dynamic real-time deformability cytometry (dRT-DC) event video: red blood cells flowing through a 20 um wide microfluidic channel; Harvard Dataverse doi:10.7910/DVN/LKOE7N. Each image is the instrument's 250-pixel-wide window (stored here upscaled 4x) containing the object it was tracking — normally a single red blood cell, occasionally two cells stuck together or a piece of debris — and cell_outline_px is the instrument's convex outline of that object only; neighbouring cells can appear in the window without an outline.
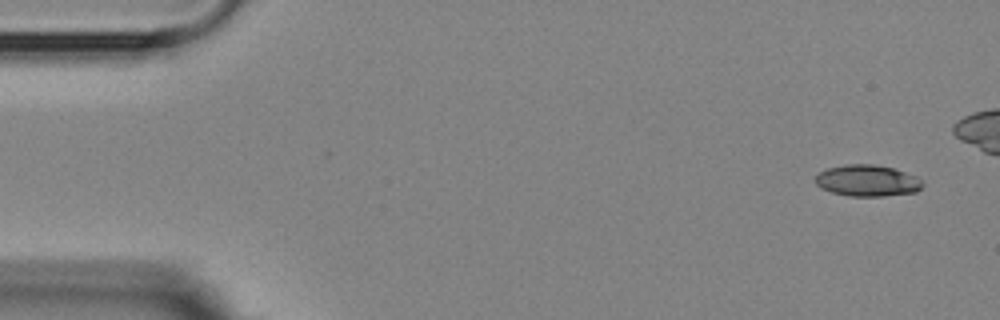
{"species": "Egyptian fruit bat (a non-hibernating species)", "species_latin": "Rousettus aegyptiacus", "temperature_condition": "room temperature", "stored_images_in_passage": 8, "segment_of_instrument_passage": [1, 2], "camera_frame_rate_fps": 3000, "um_per_image_px": 0.085, "animal": {"sex": "female"}, "frame": {"image": 1, "passage_image": 1, "time_ms": 0.0, "image_size_px": [1000, 320], "cell_outline_px": [[924, 184], [916, 192], [884, 196], [848, 196], [832, 192], [820, 188], [816, 184], [816, 176], [820, 172], [828, 168], [848, 164], [872, 164], [892, 168], [916, 176]], "centroid_in_image_um": [73.72, 15.36], "position_along_channel_um": 11.3, "area_um2": 19.48}}
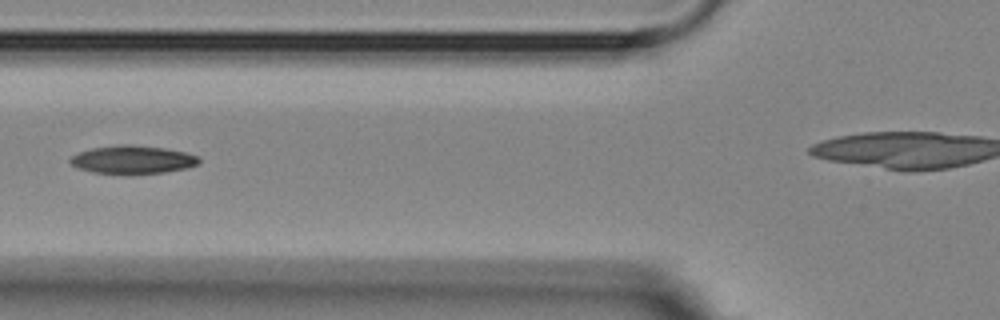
{"frame": {"image": 2, "passage_image": 6, "time_ms": 6.0, "image_size_px": [1000, 320], "cell_outline_px": [[200, 164], [188, 168], [164, 172], [92, 172], [80, 168], [72, 164], [68, 160], [72, 156], [80, 152], [92, 148], [116, 144], [132, 144], [164, 148], [184, 152], [196, 156], [200, 160]], "centroid_in_image_um": [11.3, 13.53], "position_along_channel_um": 114.5, "area_um2": 20.58}}